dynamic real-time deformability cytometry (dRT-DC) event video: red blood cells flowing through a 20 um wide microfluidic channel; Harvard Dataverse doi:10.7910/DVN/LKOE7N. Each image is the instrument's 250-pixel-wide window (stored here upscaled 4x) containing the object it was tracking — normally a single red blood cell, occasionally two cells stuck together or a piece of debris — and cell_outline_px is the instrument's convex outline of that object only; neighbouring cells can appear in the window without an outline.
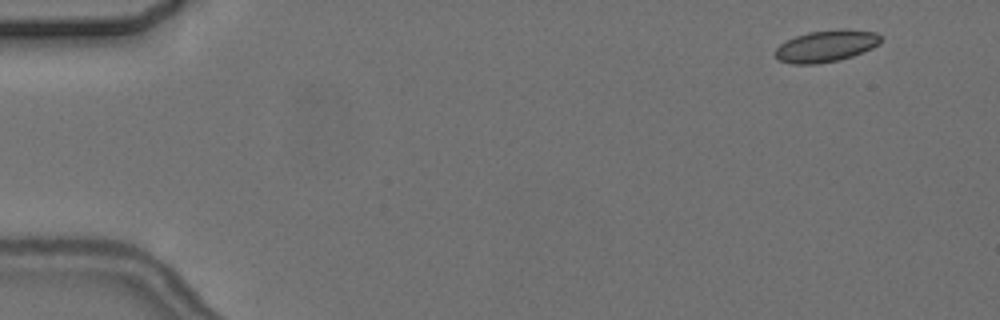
{"species": "common noctule bat (a hibernating species)", "species_latin": "Nyctalus noctula", "temperature_condition": "cold", "stored_images_in_passage": 5, "camera_frame_rate_fps": 3000, "um_per_image_px": 0.085, "animal": {"sex": "female", "body_mass_g": 24.6, "forearm_length_mm": 56.2}, "frame": {"image": 1, "passage_image": 2, "time_ms": 1.333, "image_size_px": [1000, 320], "cell_outline_px": [[880, 44], [872, 48], [852, 56], [836, 60], [816, 64], [792, 64], [780, 60], [776, 56], [776, 48], [780, 44], [796, 36], [808, 32], [840, 28], [844, 28], [876, 32], [880, 36]], "centroid_in_image_um": [70.24, 3.89], "position_along_channel_um": 14.8, "area_um2": 19.42}}
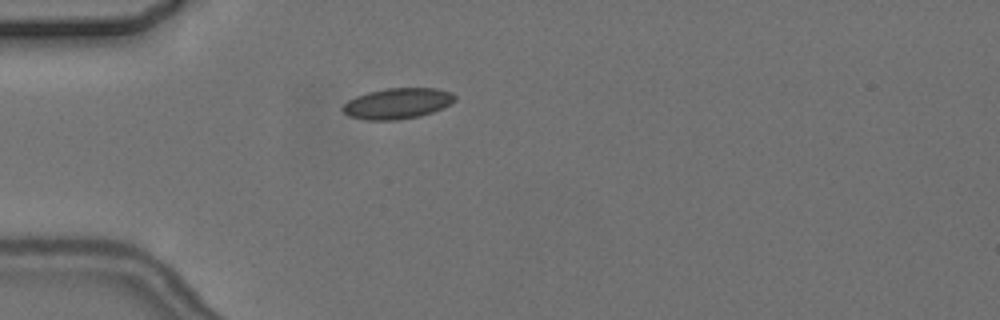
{"frame": {"image": 2, "passage_image": 5, "time_ms": 5.333, "image_size_px": [1000, 320], "cell_outline_px": [[456, 100], [432, 112], [420, 116], [396, 120], [364, 120], [348, 116], [340, 108], [348, 100], [356, 96], [368, 92], [388, 88], [436, 88], [452, 92], [456, 96]], "centroid_in_image_um": [33.75, 8.79], "position_along_channel_um": 51.2, "area_um2": 20.11}}